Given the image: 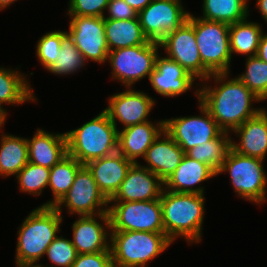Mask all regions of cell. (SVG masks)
<instances>
[{
	"label": "cell",
	"instance_id": "6da1fadb",
	"mask_svg": "<svg viewBox=\"0 0 267 267\" xmlns=\"http://www.w3.org/2000/svg\"><path fill=\"white\" fill-rule=\"evenodd\" d=\"M228 73L212 74L218 87L197 90L195 95L199 102L208 110L218 126L230 133L241 126L246 120L258 114L263 108H252V101L260 100L238 77L227 80ZM224 80V81H223ZM227 80V81H225ZM223 81V82H222ZM221 83V85H220Z\"/></svg>",
	"mask_w": 267,
	"mask_h": 267
},
{
	"label": "cell",
	"instance_id": "7a4b0ae2",
	"mask_svg": "<svg viewBox=\"0 0 267 267\" xmlns=\"http://www.w3.org/2000/svg\"><path fill=\"white\" fill-rule=\"evenodd\" d=\"M203 196L163 189L160 196L163 226L166 236L172 242L178 236L184 237L191 244L201 241L205 210Z\"/></svg>",
	"mask_w": 267,
	"mask_h": 267
},
{
	"label": "cell",
	"instance_id": "3957f363",
	"mask_svg": "<svg viewBox=\"0 0 267 267\" xmlns=\"http://www.w3.org/2000/svg\"><path fill=\"white\" fill-rule=\"evenodd\" d=\"M61 222L62 216L53 206L40 205L33 210L18 230L15 263L35 266L58 236Z\"/></svg>",
	"mask_w": 267,
	"mask_h": 267
},
{
	"label": "cell",
	"instance_id": "277c9868",
	"mask_svg": "<svg viewBox=\"0 0 267 267\" xmlns=\"http://www.w3.org/2000/svg\"><path fill=\"white\" fill-rule=\"evenodd\" d=\"M118 129L103 110L80 128L65 132L67 154L82 165L118 151Z\"/></svg>",
	"mask_w": 267,
	"mask_h": 267
},
{
	"label": "cell",
	"instance_id": "5b68a950",
	"mask_svg": "<svg viewBox=\"0 0 267 267\" xmlns=\"http://www.w3.org/2000/svg\"><path fill=\"white\" fill-rule=\"evenodd\" d=\"M109 235L114 267H145L173 243L165 233L111 231Z\"/></svg>",
	"mask_w": 267,
	"mask_h": 267
},
{
	"label": "cell",
	"instance_id": "8992f818",
	"mask_svg": "<svg viewBox=\"0 0 267 267\" xmlns=\"http://www.w3.org/2000/svg\"><path fill=\"white\" fill-rule=\"evenodd\" d=\"M194 27L197 47L203 66L211 73H229L231 49L230 25L195 18L189 13L187 19Z\"/></svg>",
	"mask_w": 267,
	"mask_h": 267
},
{
	"label": "cell",
	"instance_id": "52a82bcc",
	"mask_svg": "<svg viewBox=\"0 0 267 267\" xmlns=\"http://www.w3.org/2000/svg\"><path fill=\"white\" fill-rule=\"evenodd\" d=\"M262 162V159L230 149L217 175L229 172L231 184L238 196L258 205L263 204L266 201L267 176Z\"/></svg>",
	"mask_w": 267,
	"mask_h": 267
},
{
	"label": "cell",
	"instance_id": "ba28073f",
	"mask_svg": "<svg viewBox=\"0 0 267 267\" xmlns=\"http://www.w3.org/2000/svg\"><path fill=\"white\" fill-rule=\"evenodd\" d=\"M110 231L165 233L160 199L116 202L108 206Z\"/></svg>",
	"mask_w": 267,
	"mask_h": 267
},
{
	"label": "cell",
	"instance_id": "9c48e42d",
	"mask_svg": "<svg viewBox=\"0 0 267 267\" xmlns=\"http://www.w3.org/2000/svg\"><path fill=\"white\" fill-rule=\"evenodd\" d=\"M158 48L160 43L149 41L147 44L109 51L107 60L111 63L112 78L125 87H131L146 76L149 78L155 69Z\"/></svg>",
	"mask_w": 267,
	"mask_h": 267
},
{
	"label": "cell",
	"instance_id": "30bf717a",
	"mask_svg": "<svg viewBox=\"0 0 267 267\" xmlns=\"http://www.w3.org/2000/svg\"><path fill=\"white\" fill-rule=\"evenodd\" d=\"M181 0H152L138 12V19L145 37L160 43L167 34L176 31L187 19Z\"/></svg>",
	"mask_w": 267,
	"mask_h": 267
},
{
	"label": "cell",
	"instance_id": "8fae6325",
	"mask_svg": "<svg viewBox=\"0 0 267 267\" xmlns=\"http://www.w3.org/2000/svg\"><path fill=\"white\" fill-rule=\"evenodd\" d=\"M65 205L70 214L79 216H98L108 213L109 201L100 192L90 170L82 165L77 173L72 186L64 198L55 206L61 214V206Z\"/></svg>",
	"mask_w": 267,
	"mask_h": 267
},
{
	"label": "cell",
	"instance_id": "7c38bea8",
	"mask_svg": "<svg viewBox=\"0 0 267 267\" xmlns=\"http://www.w3.org/2000/svg\"><path fill=\"white\" fill-rule=\"evenodd\" d=\"M202 115L164 120V130L182 148L184 153L195 146L216 139L223 130L208 110L199 102Z\"/></svg>",
	"mask_w": 267,
	"mask_h": 267
},
{
	"label": "cell",
	"instance_id": "4fadbf2b",
	"mask_svg": "<svg viewBox=\"0 0 267 267\" xmlns=\"http://www.w3.org/2000/svg\"><path fill=\"white\" fill-rule=\"evenodd\" d=\"M160 47L166 51L167 58L179 63L194 78L202 81L212 74L203 66L196 43L194 27L186 20L176 31L165 36Z\"/></svg>",
	"mask_w": 267,
	"mask_h": 267
},
{
	"label": "cell",
	"instance_id": "5bb4252c",
	"mask_svg": "<svg viewBox=\"0 0 267 267\" xmlns=\"http://www.w3.org/2000/svg\"><path fill=\"white\" fill-rule=\"evenodd\" d=\"M69 34L85 60L107 61L109 48L106 41L104 17L71 16Z\"/></svg>",
	"mask_w": 267,
	"mask_h": 267
},
{
	"label": "cell",
	"instance_id": "9a60e30c",
	"mask_svg": "<svg viewBox=\"0 0 267 267\" xmlns=\"http://www.w3.org/2000/svg\"><path fill=\"white\" fill-rule=\"evenodd\" d=\"M153 106H155V100L152 97L127 87L126 91L116 93L109 98L108 107L104 111L115 126L118 120L126 128L147 122Z\"/></svg>",
	"mask_w": 267,
	"mask_h": 267
},
{
	"label": "cell",
	"instance_id": "2e32d148",
	"mask_svg": "<svg viewBox=\"0 0 267 267\" xmlns=\"http://www.w3.org/2000/svg\"><path fill=\"white\" fill-rule=\"evenodd\" d=\"M163 189L164 182L155 173L139 163H133L109 204L160 199Z\"/></svg>",
	"mask_w": 267,
	"mask_h": 267
},
{
	"label": "cell",
	"instance_id": "e0dca14e",
	"mask_svg": "<svg viewBox=\"0 0 267 267\" xmlns=\"http://www.w3.org/2000/svg\"><path fill=\"white\" fill-rule=\"evenodd\" d=\"M149 81L158 94L175 97L191 89L195 79L176 61L158 55Z\"/></svg>",
	"mask_w": 267,
	"mask_h": 267
},
{
	"label": "cell",
	"instance_id": "ac0fdd59",
	"mask_svg": "<svg viewBox=\"0 0 267 267\" xmlns=\"http://www.w3.org/2000/svg\"><path fill=\"white\" fill-rule=\"evenodd\" d=\"M95 217V215L80 216L72 225L73 240L71 241L78 254L111 251L110 242L107 241L108 233L106 228L104 229V227H107L110 230L109 214L102 213L98 215L105 226L99 224Z\"/></svg>",
	"mask_w": 267,
	"mask_h": 267
},
{
	"label": "cell",
	"instance_id": "d6986e66",
	"mask_svg": "<svg viewBox=\"0 0 267 267\" xmlns=\"http://www.w3.org/2000/svg\"><path fill=\"white\" fill-rule=\"evenodd\" d=\"M133 162L118 151L86 164L100 190L109 201L119 190Z\"/></svg>",
	"mask_w": 267,
	"mask_h": 267
},
{
	"label": "cell",
	"instance_id": "ffe728a7",
	"mask_svg": "<svg viewBox=\"0 0 267 267\" xmlns=\"http://www.w3.org/2000/svg\"><path fill=\"white\" fill-rule=\"evenodd\" d=\"M184 155L182 148L164 130L147 150L143 159L148 166L143 167L155 173L165 182L179 166Z\"/></svg>",
	"mask_w": 267,
	"mask_h": 267
},
{
	"label": "cell",
	"instance_id": "44dd1931",
	"mask_svg": "<svg viewBox=\"0 0 267 267\" xmlns=\"http://www.w3.org/2000/svg\"><path fill=\"white\" fill-rule=\"evenodd\" d=\"M240 143L231 141V149L242 155L265 159L267 154V111L263 108L258 114L235 128Z\"/></svg>",
	"mask_w": 267,
	"mask_h": 267
},
{
	"label": "cell",
	"instance_id": "7402d4cb",
	"mask_svg": "<svg viewBox=\"0 0 267 267\" xmlns=\"http://www.w3.org/2000/svg\"><path fill=\"white\" fill-rule=\"evenodd\" d=\"M164 131V120L155 126L151 121L132 125L118 131V152L126 159L137 163L144 158L154 140Z\"/></svg>",
	"mask_w": 267,
	"mask_h": 267
},
{
	"label": "cell",
	"instance_id": "603a6c76",
	"mask_svg": "<svg viewBox=\"0 0 267 267\" xmlns=\"http://www.w3.org/2000/svg\"><path fill=\"white\" fill-rule=\"evenodd\" d=\"M217 174L206 164L198 162L186 154L173 174L164 182V189L175 193L202 194L204 188L192 186Z\"/></svg>",
	"mask_w": 267,
	"mask_h": 267
},
{
	"label": "cell",
	"instance_id": "cb8c5ba5",
	"mask_svg": "<svg viewBox=\"0 0 267 267\" xmlns=\"http://www.w3.org/2000/svg\"><path fill=\"white\" fill-rule=\"evenodd\" d=\"M30 163L52 168L67 155L66 134H52L38 129L33 138L27 139Z\"/></svg>",
	"mask_w": 267,
	"mask_h": 267
},
{
	"label": "cell",
	"instance_id": "d4e9b609",
	"mask_svg": "<svg viewBox=\"0 0 267 267\" xmlns=\"http://www.w3.org/2000/svg\"><path fill=\"white\" fill-rule=\"evenodd\" d=\"M106 41L109 51L147 44L139 19H104Z\"/></svg>",
	"mask_w": 267,
	"mask_h": 267
},
{
	"label": "cell",
	"instance_id": "484cf974",
	"mask_svg": "<svg viewBox=\"0 0 267 267\" xmlns=\"http://www.w3.org/2000/svg\"><path fill=\"white\" fill-rule=\"evenodd\" d=\"M0 140V176L17 175L29 162L27 138L3 134Z\"/></svg>",
	"mask_w": 267,
	"mask_h": 267
},
{
	"label": "cell",
	"instance_id": "4316f807",
	"mask_svg": "<svg viewBox=\"0 0 267 267\" xmlns=\"http://www.w3.org/2000/svg\"><path fill=\"white\" fill-rule=\"evenodd\" d=\"M81 166L82 164L80 162L67 154L50 169L48 186L52 190L54 198L42 206L55 207L64 198L72 186L76 173Z\"/></svg>",
	"mask_w": 267,
	"mask_h": 267
},
{
	"label": "cell",
	"instance_id": "83f0119b",
	"mask_svg": "<svg viewBox=\"0 0 267 267\" xmlns=\"http://www.w3.org/2000/svg\"><path fill=\"white\" fill-rule=\"evenodd\" d=\"M259 23L245 20L233 23L229 27L231 55L233 53L256 56L262 33Z\"/></svg>",
	"mask_w": 267,
	"mask_h": 267
},
{
	"label": "cell",
	"instance_id": "f1b7e54d",
	"mask_svg": "<svg viewBox=\"0 0 267 267\" xmlns=\"http://www.w3.org/2000/svg\"><path fill=\"white\" fill-rule=\"evenodd\" d=\"M203 17L207 21L228 25L245 20L249 15L247 0H204Z\"/></svg>",
	"mask_w": 267,
	"mask_h": 267
},
{
	"label": "cell",
	"instance_id": "f546056e",
	"mask_svg": "<svg viewBox=\"0 0 267 267\" xmlns=\"http://www.w3.org/2000/svg\"><path fill=\"white\" fill-rule=\"evenodd\" d=\"M34 95L26 78L20 72L0 68V107L2 104H21L34 101Z\"/></svg>",
	"mask_w": 267,
	"mask_h": 267
},
{
	"label": "cell",
	"instance_id": "4dcf8cb0",
	"mask_svg": "<svg viewBox=\"0 0 267 267\" xmlns=\"http://www.w3.org/2000/svg\"><path fill=\"white\" fill-rule=\"evenodd\" d=\"M228 132H222L216 139L195 146L185 154L201 163L208 165L216 174L231 149V138Z\"/></svg>",
	"mask_w": 267,
	"mask_h": 267
},
{
	"label": "cell",
	"instance_id": "1f68e13d",
	"mask_svg": "<svg viewBox=\"0 0 267 267\" xmlns=\"http://www.w3.org/2000/svg\"><path fill=\"white\" fill-rule=\"evenodd\" d=\"M85 57L80 53L68 32L61 37V50L56 61L47 70L55 75H66L85 66Z\"/></svg>",
	"mask_w": 267,
	"mask_h": 267
},
{
	"label": "cell",
	"instance_id": "d6a6232c",
	"mask_svg": "<svg viewBox=\"0 0 267 267\" xmlns=\"http://www.w3.org/2000/svg\"><path fill=\"white\" fill-rule=\"evenodd\" d=\"M238 78L260 99H267V62L257 56L247 57L246 71Z\"/></svg>",
	"mask_w": 267,
	"mask_h": 267
},
{
	"label": "cell",
	"instance_id": "836d02e7",
	"mask_svg": "<svg viewBox=\"0 0 267 267\" xmlns=\"http://www.w3.org/2000/svg\"><path fill=\"white\" fill-rule=\"evenodd\" d=\"M50 168L28 162L16 175L20 191L40 195L49 184Z\"/></svg>",
	"mask_w": 267,
	"mask_h": 267
},
{
	"label": "cell",
	"instance_id": "e575fe53",
	"mask_svg": "<svg viewBox=\"0 0 267 267\" xmlns=\"http://www.w3.org/2000/svg\"><path fill=\"white\" fill-rule=\"evenodd\" d=\"M67 31H52L43 35L36 46V55L47 70L56 61L61 50V37Z\"/></svg>",
	"mask_w": 267,
	"mask_h": 267
},
{
	"label": "cell",
	"instance_id": "d590c367",
	"mask_svg": "<svg viewBox=\"0 0 267 267\" xmlns=\"http://www.w3.org/2000/svg\"><path fill=\"white\" fill-rule=\"evenodd\" d=\"M46 255L55 266L72 267L78 253L71 240L57 236L48 246Z\"/></svg>",
	"mask_w": 267,
	"mask_h": 267
},
{
	"label": "cell",
	"instance_id": "8d00e7d4",
	"mask_svg": "<svg viewBox=\"0 0 267 267\" xmlns=\"http://www.w3.org/2000/svg\"><path fill=\"white\" fill-rule=\"evenodd\" d=\"M67 14L70 16L104 17L110 0H69Z\"/></svg>",
	"mask_w": 267,
	"mask_h": 267
},
{
	"label": "cell",
	"instance_id": "74e56055",
	"mask_svg": "<svg viewBox=\"0 0 267 267\" xmlns=\"http://www.w3.org/2000/svg\"><path fill=\"white\" fill-rule=\"evenodd\" d=\"M72 267H114L112 252L102 251L78 254Z\"/></svg>",
	"mask_w": 267,
	"mask_h": 267
},
{
	"label": "cell",
	"instance_id": "f35d334b",
	"mask_svg": "<svg viewBox=\"0 0 267 267\" xmlns=\"http://www.w3.org/2000/svg\"><path fill=\"white\" fill-rule=\"evenodd\" d=\"M109 16L104 19L126 20L137 18L138 13L125 0H110L106 9Z\"/></svg>",
	"mask_w": 267,
	"mask_h": 267
},
{
	"label": "cell",
	"instance_id": "ab89813d",
	"mask_svg": "<svg viewBox=\"0 0 267 267\" xmlns=\"http://www.w3.org/2000/svg\"><path fill=\"white\" fill-rule=\"evenodd\" d=\"M256 56L267 62V34H262Z\"/></svg>",
	"mask_w": 267,
	"mask_h": 267
},
{
	"label": "cell",
	"instance_id": "60d3db41",
	"mask_svg": "<svg viewBox=\"0 0 267 267\" xmlns=\"http://www.w3.org/2000/svg\"><path fill=\"white\" fill-rule=\"evenodd\" d=\"M152 0H125L137 13L143 10Z\"/></svg>",
	"mask_w": 267,
	"mask_h": 267
},
{
	"label": "cell",
	"instance_id": "b9f144b4",
	"mask_svg": "<svg viewBox=\"0 0 267 267\" xmlns=\"http://www.w3.org/2000/svg\"><path fill=\"white\" fill-rule=\"evenodd\" d=\"M256 6L262 14L263 18L267 22V0H257Z\"/></svg>",
	"mask_w": 267,
	"mask_h": 267
},
{
	"label": "cell",
	"instance_id": "7bdbcfd3",
	"mask_svg": "<svg viewBox=\"0 0 267 267\" xmlns=\"http://www.w3.org/2000/svg\"><path fill=\"white\" fill-rule=\"evenodd\" d=\"M6 116H7L6 109L4 110L2 107H0V129L1 127H3L2 125H4L6 121L5 119H7Z\"/></svg>",
	"mask_w": 267,
	"mask_h": 267
},
{
	"label": "cell",
	"instance_id": "ee69618b",
	"mask_svg": "<svg viewBox=\"0 0 267 267\" xmlns=\"http://www.w3.org/2000/svg\"><path fill=\"white\" fill-rule=\"evenodd\" d=\"M16 0H0V10L5 9L10 4L14 3Z\"/></svg>",
	"mask_w": 267,
	"mask_h": 267
},
{
	"label": "cell",
	"instance_id": "f6af8a7d",
	"mask_svg": "<svg viewBox=\"0 0 267 267\" xmlns=\"http://www.w3.org/2000/svg\"><path fill=\"white\" fill-rule=\"evenodd\" d=\"M16 267H37V265H24V264H17Z\"/></svg>",
	"mask_w": 267,
	"mask_h": 267
},
{
	"label": "cell",
	"instance_id": "bcb514c9",
	"mask_svg": "<svg viewBox=\"0 0 267 267\" xmlns=\"http://www.w3.org/2000/svg\"><path fill=\"white\" fill-rule=\"evenodd\" d=\"M37 265V267H44V266H42V265H40V264H36ZM47 267V266H46ZM50 267H55V266H50Z\"/></svg>",
	"mask_w": 267,
	"mask_h": 267
}]
</instances>
